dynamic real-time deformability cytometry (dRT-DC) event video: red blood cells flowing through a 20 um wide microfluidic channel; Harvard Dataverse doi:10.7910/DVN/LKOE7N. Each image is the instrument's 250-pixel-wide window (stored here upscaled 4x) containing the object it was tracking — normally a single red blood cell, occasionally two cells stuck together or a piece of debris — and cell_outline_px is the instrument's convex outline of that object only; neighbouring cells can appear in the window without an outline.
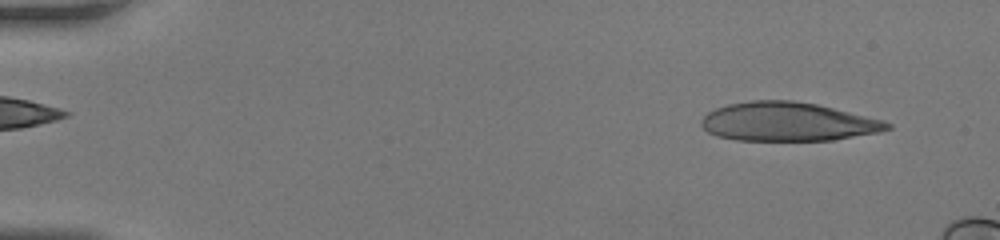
{"species": "human", "species_latin": "Homo sapiens", "temperature_condition": "room temperature", "stored_images_in_passage": 44, "camera_frame_rate_fps": 3000, "um_per_image_px": 0.085, "donor": {"sex": "female"}, "frame": {"image": 1, "passage_image": 3, "time_ms": 0.667, "image_size_px": [1000, 240], "cell_outline_px": [[892, 128], [876, 132], [832, 140], [736, 140], [716, 136], [708, 132], [700, 124], [700, 120], [708, 112], [716, 108], [728, 104], [752, 100], [792, 100], [816, 104], [884, 120], [892, 124]], "centroid_in_image_um": [66.93, 10.34], "position_along_channel_um": 18.1, "area_um2": 41.85}}
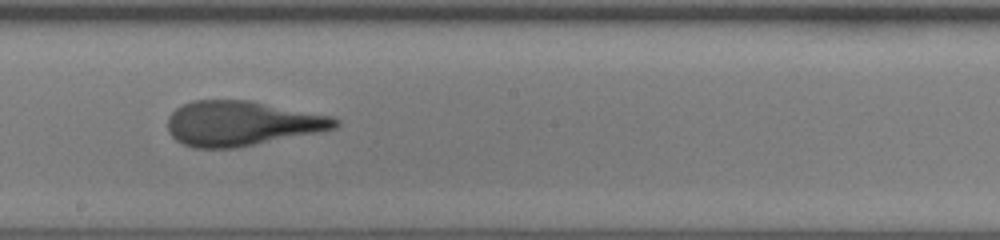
{"frame": {"image": 2, "passage_image": 26, "time_ms": 8.333, "image_size_px": [1000, 240], "cell_outline_px": [[340, 124], [336, 128], [236, 148], [192, 148], [176, 140], [168, 132], [168, 116], [176, 108], [192, 100], [248, 100], [332, 116], [340, 120]], "centroid_in_image_um": [20.51, 10.49], "position_along_channel_um": 227.7, "area_um2": 43.58}}
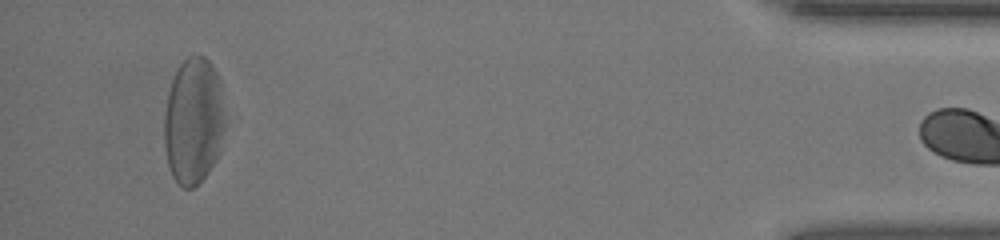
{"frame": {"image": 3, "passage_image": 43, "time_ms": 14.0, "image_size_px": [1000, 240], "cell_outline_px": [[228, 120], [220, 152], [216, 160], [208, 172], [192, 188], [184, 188], [172, 176], [168, 164], [164, 144], [164, 112], [168, 92], [172, 80], [180, 64], [188, 56], [204, 56], [212, 64], [220, 80]], "centroid_in_image_um": [16.49, 10.27], "position_along_channel_um": 418.7, "area_um2": 45.84}}